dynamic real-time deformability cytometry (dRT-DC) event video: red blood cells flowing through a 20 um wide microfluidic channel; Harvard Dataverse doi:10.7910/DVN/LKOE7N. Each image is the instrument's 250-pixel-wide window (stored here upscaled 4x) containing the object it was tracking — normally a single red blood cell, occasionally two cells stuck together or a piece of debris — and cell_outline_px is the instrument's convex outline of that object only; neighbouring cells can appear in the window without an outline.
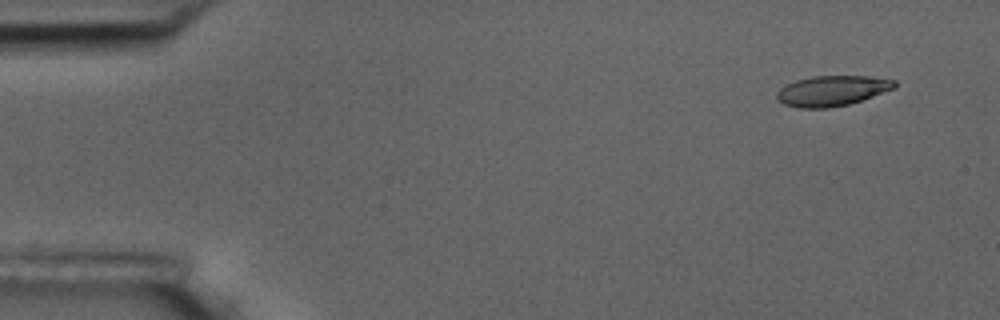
{"species": "common noctule bat (a hibernating species)", "species_latin": "Nyctalus noctula", "temperature_condition": "room temperature", "stored_images_in_passage": 5, "camera_frame_rate_fps": 3000, "um_per_image_px": 0.085, "animal": {"sex": "male", "body_mass_g": 17.5, "forearm_length_mm": 52.3}, "frame": {"image": 1, "passage_image": 1, "time_ms": 0.0, "image_size_px": [1000, 320], "cell_outline_px": [[896, 88], [848, 104], [828, 108], [800, 108], [784, 104], [776, 100], [776, 92], [780, 88], [796, 80], [812, 76], [868, 76], [896, 80]], "centroid_in_image_um": [70.71, 7.71], "position_along_channel_um": 14.3, "area_um2": 20.75}}